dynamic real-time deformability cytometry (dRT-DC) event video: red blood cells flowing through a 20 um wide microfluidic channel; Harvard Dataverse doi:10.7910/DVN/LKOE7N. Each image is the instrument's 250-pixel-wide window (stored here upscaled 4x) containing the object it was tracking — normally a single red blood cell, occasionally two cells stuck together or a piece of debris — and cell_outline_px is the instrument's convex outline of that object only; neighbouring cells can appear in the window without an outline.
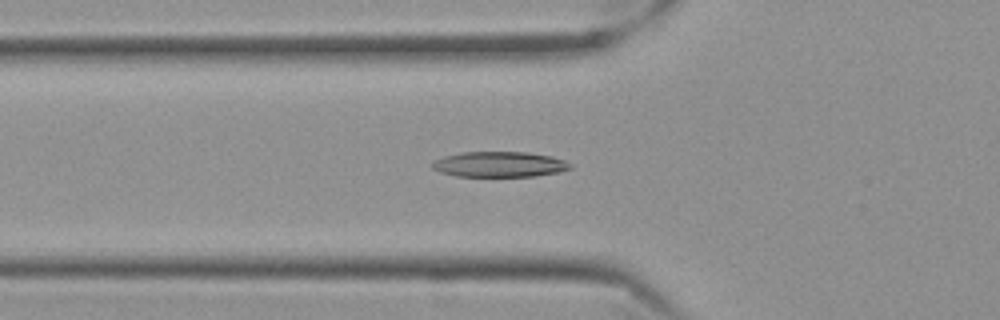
{"species": "Egyptian fruit bat (a non-hibernating species)", "species_latin": "Rousettus aegyptiacus", "temperature_condition": "cold", "stored_images_in_passage": 37, "camera_frame_rate_fps": 3000, "um_per_image_px": 0.085, "frame": {"image": 1, "passage_image": 3, "time_ms": 0.667, "image_size_px": [1000, 320], "cell_outline_px": [[572, 168], [556, 172], [536, 176], [456, 176], [440, 172], [432, 168], [432, 160], [444, 156], [460, 152], [524, 152], [552, 156], [564, 160], [572, 164]], "centroid_in_image_um": [42.42, 13.96], "position_along_channel_um": 83.4, "area_um2": 20.46}}
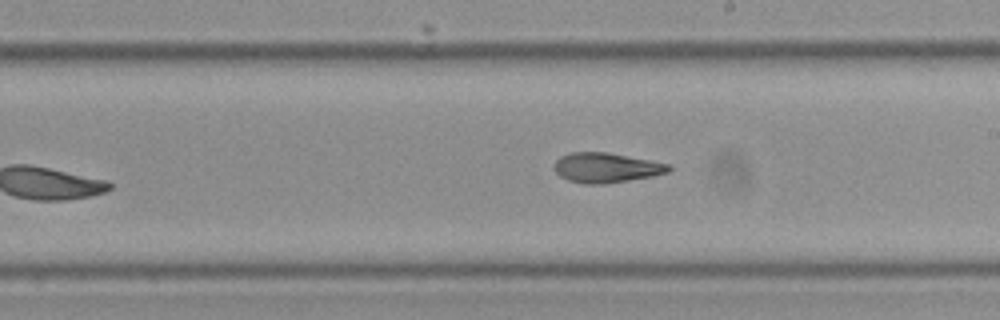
{"frame": {"image": 2, "passage_image": 16, "time_ms": 5.0, "image_size_px": [1000, 320], "cell_outline_px": [[672, 168], [668, 172], [652, 176], [600, 184], [584, 184], [568, 180], [560, 176], [552, 168], [552, 164], [560, 156], [568, 152], [608, 152], [668, 164]], "centroid_in_image_um": [51.45, 14.24], "position_along_channel_um": 237.6, "area_um2": 19.83}}
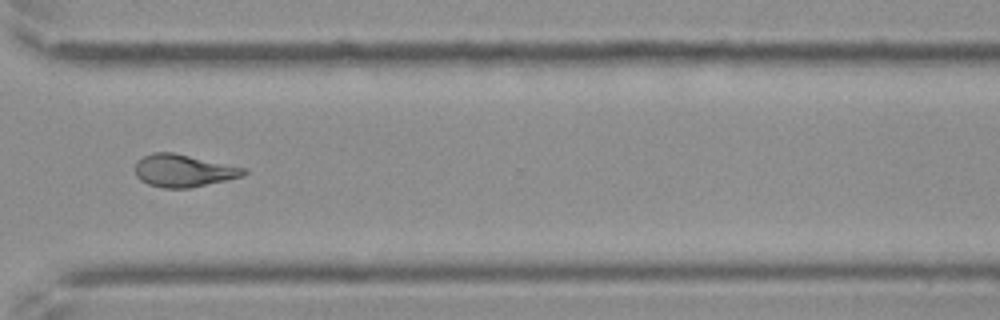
{"frame": {"image": 3, "passage_image": 26, "time_ms": 8.333, "image_size_px": [1000, 320], "cell_outline_px": [[248, 172], [244, 176], [188, 188], [164, 188], [148, 184], [140, 180], [136, 176], [136, 160], [152, 152], [172, 152], [248, 168]], "centroid_in_image_um": [15.61, 14.5], "position_along_channel_um": 355.0, "area_um2": 20.58}, "authors_computed_cell_mechanics": {"area_um2": 20.23, "velocity_mm_per_s": 3.5265, "shape_relaxation_time_tau1_ms": 6.5513, "shape_relaxation_time_tau2_ms": 3.6848, "deformation_change_tau1": 0.1864, "deformation_change_tau2": 0.1156}}